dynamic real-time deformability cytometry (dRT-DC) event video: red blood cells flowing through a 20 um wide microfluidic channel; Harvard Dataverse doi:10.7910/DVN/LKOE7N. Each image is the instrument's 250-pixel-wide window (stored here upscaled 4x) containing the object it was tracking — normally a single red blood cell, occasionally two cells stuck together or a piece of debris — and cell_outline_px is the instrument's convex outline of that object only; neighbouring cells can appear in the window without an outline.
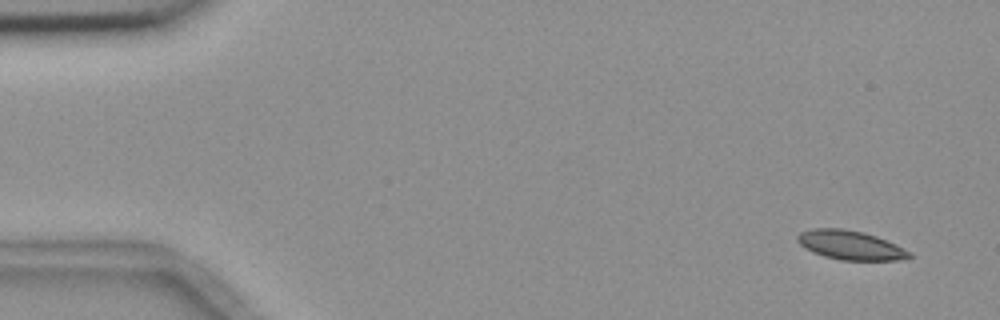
{"species": "common noctule bat (a hibernating species)", "species_latin": "Nyctalus noctula", "temperature_condition": "room temperature", "stored_images_in_passage": 4, "camera_frame_rate_fps": 3000, "um_per_image_px": 0.085, "animal": {"sex": "female", "body_mass_g": 18.4}, "frame": {"image": 1, "passage_image": 1, "time_ms": 0.0, "image_size_px": [1000, 320], "cell_outline_px": [[912, 256], [896, 260], [840, 260], [824, 256], [812, 252], [804, 248], [796, 240], [796, 236], [800, 232], [812, 228], [840, 228], [864, 232], [876, 236], [896, 244], [908, 252]], "centroid_in_image_um": [72.21, 20.82], "position_along_channel_um": 12.8, "area_um2": 18.9}}